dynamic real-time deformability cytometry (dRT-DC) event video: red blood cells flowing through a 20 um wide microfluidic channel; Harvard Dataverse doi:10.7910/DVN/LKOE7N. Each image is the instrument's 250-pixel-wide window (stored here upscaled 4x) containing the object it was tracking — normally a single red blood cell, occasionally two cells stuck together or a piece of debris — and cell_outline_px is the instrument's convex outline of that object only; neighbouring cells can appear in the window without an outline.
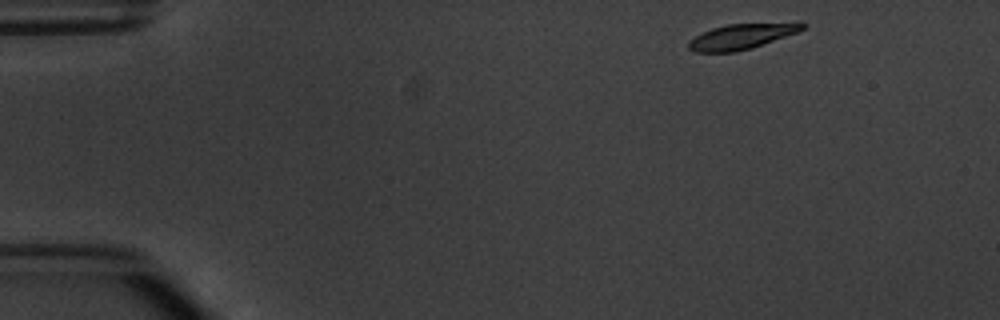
{"species": "common noctule bat (a hibernating species)", "species_latin": "Nyctalus noctula", "temperature_condition": "warm", "stored_images_in_passage": 5, "camera_frame_rate_fps": 3000, "um_per_image_px": 0.085, "animal": {"sex": "male", "body_mass_g": 20.1, "forearm_length_mm": 53.5}, "frame": {"image": 1, "passage_image": 1, "time_ms": 0.0, "image_size_px": [1000, 320], "cell_outline_px": [[808, 24], [804, 28], [796, 32], [752, 48], [736, 52], [692, 52], [688, 48], [688, 40], [712, 28], [728, 24], [800, 20], [804, 20]], "centroid_in_image_um": [63.14, 3.05], "position_along_channel_um": 21.9, "area_um2": 17.4}}
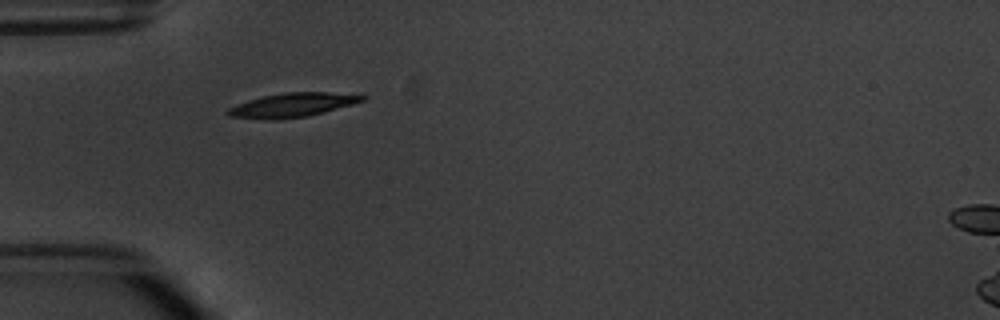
{"frame": {"image": 2, "passage_image": 4, "time_ms": 3.333, "image_size_px": [1000, 320], "cell_outline_px": [[368, 96], [364, 100], [352, 104], [308, 116], [276, 120], [264, 120], [228, 116], [224, 112], [228, 108], [236, 104], [248, 100], [264, 96], [284, 92], [360, 92]], "centroid_in_image_um": [24.9, 8.91], "position_along_channel_um": 60.1, "area_um2": 19.31}}